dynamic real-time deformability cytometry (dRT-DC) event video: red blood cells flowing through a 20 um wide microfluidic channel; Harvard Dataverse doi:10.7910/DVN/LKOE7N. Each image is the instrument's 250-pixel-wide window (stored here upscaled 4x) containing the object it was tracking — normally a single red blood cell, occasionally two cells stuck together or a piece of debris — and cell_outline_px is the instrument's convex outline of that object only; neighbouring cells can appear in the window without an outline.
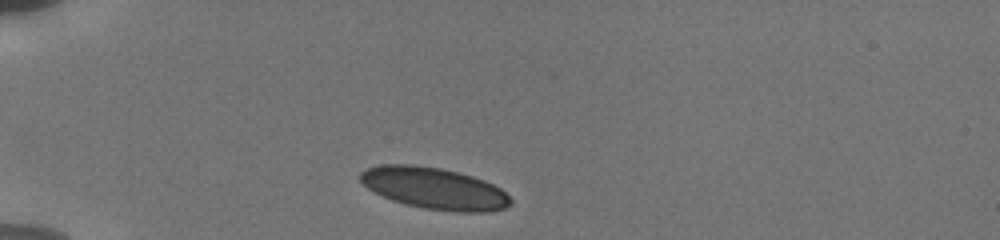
{"species": "human", "species_latin": "Homo sapiens", "temperature_condition": "cold", "stored_images_in_passage": 19, "camera_frame_rate_fps": 3000, "um_per_image_px": 0.085, "donor": {"sex": "male"}, "frame": {"image": 1, "passage_image": 1, "time_ms": 0.0, "image_size_px": [1000, 240], "cell_outline_px": [[512, 204], [504, 208], [488, 212], [456, 212], [424, 208], [404, 204], [392, 200], [368, 188], [360, 180], [360, 172], [368, 168], [380, 164], [412, 164], [440, 168], [472, 176], [484, 180], [500, 188], [512, 200]], "centroid_in_image_um": [36.92, 16.01], "position_along_channel_um": 48.1, "area_um2": 36.3}}
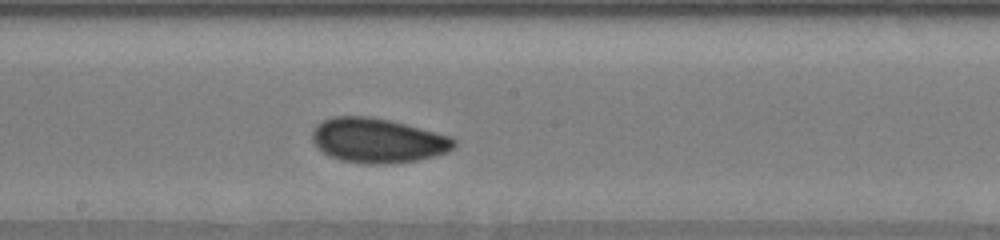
{"frame": {"image": 2, "passage_image": 10, "time_ms": 5.333, "image_size_px": [1000, 240], "cell_outline_px": [[456, 144], [448, 152], [416, 160], [384, 164], [364, 164], [340, 160], [324, 152], [312, 140], [312, 128], [316, 124], [332, 116], [372, 116], [392, 120], [452, 136], [456, 140]], "centroid_in_image_um": [32.11, 11.92], "position_along_channel_um": 216.1, "area_um2": 36.99}}
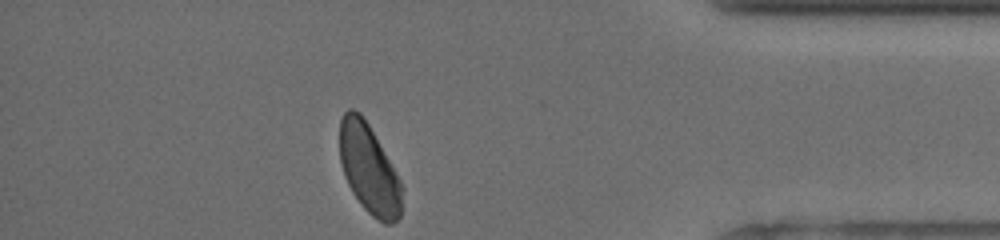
{"frame": {"image": 3, "passage_image": 19, "time_ms": 11.0, "image_size_px": [1000, 240], "cell_outline_px": [[404, 188], [400, 216], [392, 224], [384, 224], [372, 216], [360, 204], [352, 192], [344, 176], [340, 160], [340, 120], [344, 112], [348, 108], [352, 108], [360, 112], [368, 124], [396, 172]], "centroid_in_image_um": [31.37, 14.39], "position_along_channel_um": 403.8, "area_um2": 32.54}, "authors_computed_cell_mechanics": {"area_um2": 36.0672, "velocity_mm_per_s": 3.7969, "shape_relaxation_time_tau1_ms": 3.7582, "shape_relaxation_time_tau2_ms": 2.8112, "deformation_change_tau1": 0.0709, "deformation_change_tau2": 0.0604}}